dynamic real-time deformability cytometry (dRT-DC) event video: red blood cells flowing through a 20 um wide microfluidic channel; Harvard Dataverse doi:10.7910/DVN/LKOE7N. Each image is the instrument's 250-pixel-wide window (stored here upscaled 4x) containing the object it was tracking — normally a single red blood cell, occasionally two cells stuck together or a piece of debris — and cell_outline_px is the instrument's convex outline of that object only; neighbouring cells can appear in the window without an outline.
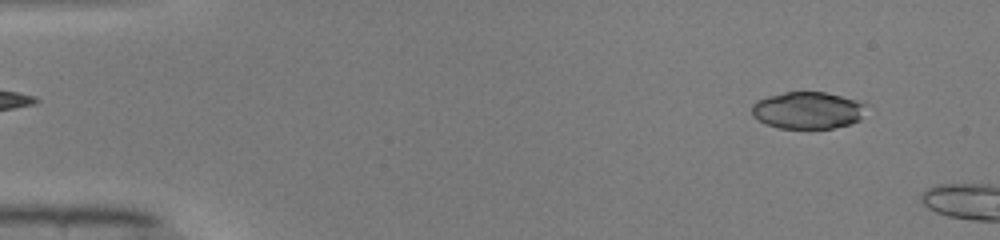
{"species": "common noctule bat (a hibernating species)", "species_latin": "Nyctalus noctula", "temperature_condition": "warm", "stored_images_in_passage": 7, "camera_frame_rate_fps": 3000, "um_per_image_px": 0.085, "animal": {"sex": "male", "body_mass_g": 19.0, "forearm_length_mm": 50.8}, "frame": {"image": 1, "passage_image": 4, "time_ms": 1.0, "image_size_px": [1000, 240], "cell_outline_px": [[864, 104], [860, 120], [852, 124], [832, 128], [780, 128], [768, 124], [752, 116], [752, 104], [756, 100], [768, 96], [784, 92], [824, 92], [856, 100]], "centroid_in_image_um": [68.62, 9.37], "position_along_channel_um": 16.4, "area_um2": 24.39}}